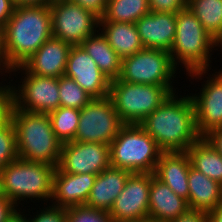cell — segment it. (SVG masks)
<instances>
[{"instance_id": "obj_24", "label": "cell", "mask_w": 222, "mask_h": 222, "mask_svg": "<svg viewBox=\"0 0 222 222\" xmlns=\"http://www.w3.org/2000/svg\"><path fill=\"white\" fill-rule=\"evenodd\" d=\"M80 45L110 81L119 78L122 58L109 45L106 38L99 30L95 34L86 38Z\"/></svg>"}, {"instance_id": "obj_28", "label": "cell", "mask_w": 222, "mask_h": 222, "mask_svg": "<svg viewBox=\"0 0 222 222\" xmlns=\"http://www.w3.org/2000/svg\"><path fill=\"white\" fill-rule=\"evenodd\" d=\"M52 129L57 139L63 144L73 142L78 129L80 110L70 107H59L48 113Z\"/></svg>"}, {"instance_id": "obj_8", "label": "cell", "mask_w": 222, "mask_h": 222, "mask_svg": "<svg viewBox=\"0 0 222 222\" xmlns=\"http://www.w3.org/2000/svg\"><path fill=\"white\" fill-rule=\"evenodd\" d=\"M172 93L165 86L139 84L115 79L109 97L124 124H140Z\"/></svg>"}, {"instance_id": "obj_39", "label": "cell", "mask_w": 222, "mask_h": 222, "mask_svg": "<svg viewBox=\"0 0 222 222\" xmlns=\"http://www.w3.org/2000/svg\"><path fill=\"white\" fill-rule=\"evenodd\" d=\"M9 119V101L3 96L0 99V127Z\"/></svg>"}, {"instance_id": "obj_12", "label": "cell", "mask_w": 222, "mask_h": 222, "mask_svg": "<svg viewBox=\"0 0 222 222\" xmlns=\"http://www.w3.org/2000/svg\"><path fill=\"white\" fill-rule=\"evenodd\" d=\"M52 37L80 45L99 29V18L68 0H53L50 5Z\"/></svg>"}, {"instance_id": "obj_21", "label": "cell", "mask_w": 222, "mask_h": 222, "mask_svg": "<svg viewBox=\"0 0 222 222\" xmlns=\"http://www.w3.org/2000/svg\"><path fill=\"white\" fill-rule=\"evenodd\" d=\"M131 174L129 171L111 165L104 169L97 174L85 205L109 212Z\"/></svg>"}, {"instance_id": "obj_34", "label": "cell", "mask_w": 222, "mask_h": 222, "mask_svg": "<svg viewBox=\"0 0 222 222\" xmlns=\"http://www.w3.org/2000/svg\"><path fill=\"white\" fill-rule=\"evenodd\" d=\"M70 2L76 3L79 6L87 9L89 12L93 13L99 19L104 16L106 11L107 0H68Z\"/></svg>"}, {"instance_id": "obj_41", "label": "cell", "mask_w": 222, "mask_h": 222, "mask_svg": "<svg viewBox=\"0 0 222 222\" xmlns=\"http://www.w3.org/2000/svg\"><path fill=\"white\" fill-rule=\"evenodd\" d=\"M1 76L3 79L4 76H6V67H5L4 50H3V26L0 25V77Z\"/></svg>"}, {"instance_id": "obj_32", "label": "cell", "mask_w": 222, "mask_h": 222, "mask_svg": "<svg viewBox=\"0 0 222 222\" xmlns=\"http://www.w3.org/2000/svg\"><path fill=\"white\" fill-rule=\"evenodd\" d=\"M47 207H42L43 209L40 208L39 206V211L34 214L33 209L31 207L28 208L29 214H27L29 222H66V209L54 206V205H46ZM32 211V214H30Z\"/></svg>"}, {"instance_id": "obj_7", "label": "cell", "mask_w": 222, "mask_h": 222, "mask_svg": "<svg viewBox=\"0 0 222 222\" xmlns=\"http://www.w3.org/2000/svg\"><path fill=\"white\" fill-rule=\"evenodd\" d=\"M17 73H20V80L13 82L14 76L19 77ZM12 75L13 79L10 80ZM6 76L11 82H7L9 85L4 83V96L17 109L48 114L60 107L59 78L33 75L23 66L10 70Z\"/></svg>"}, {"instance_id": "obj_45", "label": "cell", "mask_w": 222, "mask_h": 222, "mask_svg": "<svg viewBox=\"0 0 222 222\" xmlns=\"http://www.w3.org/2000/svg\"><path fill=\"white\" fill-rule=\"evenodd\" d=\"M151 219L150 218H147V219H144V220H138V221H128V222H150Z\"/></svg>"}, {"instance_id": "obj_9", "label": "cell", "mask_w": 222, "mask_h": 222, "mask_svg": "<svg viewBox=\"0 0 222 222\" xmlns=\"http://www.w3.org/2000/svg\"><path fill=\"white\" fill-rule=\"evenodd\" d=\"M177 70L169 52L144 48L122 59L119 79L131 83L165 86L173 94L178 89L174 88L177 81L174 79L176 74L180 73Z\"/></svg>"}, {"instance_id": "obj_14", "label": "cell", "mask_w": 222, "mask_h": 222, "mask_svg": "<svg viewBox=\"0 0 222 222\" xmlns=\"http://www.w3.org/2000/svg\"><path fill=\"white\" fill-rule=\"evenodd\" d=\"M150 185L151 173H132L108 212L113 221L128 222L147 219Z\"/></svg>"}, {"instance_id": "obj_44", "label": "cell", "mask_w": 222, "mask_h": 222, "mask_svg": "<svg viewBox=\"0 0 222 222\" xmlns=\"http://www.w3.org/2000/svg\"><path fill=\"white\" fill-rule=\"evenodd\" d=\"M1 80H2V82H0V99L4 96V81H9L8 79H7V77H5L4 79L3 78H1ZM4 80V81H3Z\"/></svg>"}, {"instance_id": "obj_17", "label": "cell", "mask_w": 222, "mask_h": 222, "mask_svg": "<svg viewBox=\"0 0 222 222\" xmlns=\"http://www.w3.org/2000/svg\"><path fill=\"white\" fill-rule=\"evenodd\" d=\"M71 47L70 43L51 37L22 66L33 75L59 78L65 74Z\"/></svg>"}, {"instance_id": "obj_23", "label": "cell", "mask_w": 222, "mask_h": 222, "mask_svg": "<svg viewBox=\"0 0 222 222\" xmlns=\"http://www.w3.org/2000/svg\"><path fill=\"white\" fill-rule=\"evenodd\" d=\"M98 29L122 59L144 49L135 23L106 22L101 18Z\"/></svg>"}, {"instance_id": "obj_42", "label": "cell", "mask_w": 222, "mask_h": 222, "mask_svg": "<svg viewBox=\"0 0 222 222\" xmlns=\"http://www.w3.org/2000/svg\"><path fill=\"white\" fill-rule=\"evenodd\" d=\"M53 0H13L15 6L50 5Z\"/></svg>"}, {"instance_id": "obj_11", "label": "cell", "mask_w": 222, "mask_h": 222, "mask_svg": "<svg viewBox=\"0 0 222 222\" xmlns=\"http://www.w3.org/2000/svg\"><path fill=\"white\" fill-rule=\"evenodd\" d=\"M123 125L109 96L93 98L80 110L74 141L110 145Z\"/></svg>"}, {"instance_id": "obj_29", "label": "cell", "mask_w": 222, "mask_h": 222, "mask_svg": "<svg viewBox=\"0 0 222 222\" xmlns=\"http://www.w3.org/2000/svg\"><path fill=\"white\" fill-rule=\"evenodd\" d=\"M60 107L81 110L93 97L80 87L72 78L65 75L59 77Z\"/></svg>"}, {"instance_id": "obj_20", "label": "cell", "mask_w": 222, "mask_h": 222, "mask_svg": "<svg viewBox=\"0 0 222 222\" xmlns=\"http://www.w3.org/2000/svg\"><path fill=\"white\" fill-rule=\"evenodd\" d=\"M188 210L187 200L177 196L151 173L148 218L156 222H172Z\"/></svg>"}, {"instance_id": "obj_37", "label": "cell", "mask_w": 222, "mask_h": 222, "mask_svg": "<svg viewBox=\"0 0 222 222\" xmlns=\"http://www.w3.org/2000/svg\"><path fill=\"white\" fill-rule=\"evenodd\" d=\"M16 209L17 207L5 196L0 197V222H6Z\"/></svg>"}, {"instance_id": "obj_46", "label": "cell", "mask_w": 222, "mask_h": 222, "mask_svg": "<svg viewBox=\"0 0 222 222\" xmlns=\"http://www.w3.org/2000/svg\"><path fill=\"white\" fill-rule=\"evenodd\" d=\"M3 196V192H2V184H1V177H0V197Z\"/></svg>"}, {"instance_id": "obj_30", "label": "cell", "mask_w": 222, "mask_h": 222, "mask_svg": "<svg viewBox=\"0 0 222 222\" xmlns=\"http://www.w3.org/2000/svg\"><path fill=\"white\" fill-rule=\"evenodd\" d=\"M17 158L16 131L13 123L8 119L0 127V171Z\"/></svg>"}, {"instance_id": "obj_18", "label": "cell", "mask_w": 222, "mask_h": 222, "mask_svg": "<svg viewBox=\"0 0 222 222\" xmlns=\"http://www.w3.org/2000/svg\"><path fill=\"white\" fill-rule=\"evenodd\" d=\"M135 25L144 48L170 51L176 35L175 13L150 12Z\"/></svg>"}, {"instance_id": "obj_25", "label": "cell", "mask_w": 222, "mask_h": 222, "mask_svg": "<svg viewBox=\"0 0 222 222\" xmlns=\"http://www.w3.org/2000/svg\"><path fill=\"white\" fill-rule=\"evenodd\" d=\"M186 152L193 168L222 185V156L204 137L193 143Z\"/></svg>"}, {"instance_id": "obj_36", "label": "cell", "mask_w": 222, "mask_h": 222, "mask_svg": "<svg viewBox=\"0 0 222 222\" xmlns=\"http://www.w3.org/2000/svg\"><path fill=\"white\" fill-rule=\"evenodd\" d=\"M13 0H0V25L5 26L15 10Z\"/></svg>"}, {"instance_id": "obj_15", "label": "cell", "mask_w": 222, "mask_h": 222, "mask_svg": "<svg viewBox=\"0 0 222 222\" xmlns=\"http://www.w3.org/2000/svg\"><path fill=\"white\" fill-rule=\"evenodd\" d=\"M64 75L72 78L93 98L109 96L111 81L81 45H72Z\"/></svg>"}, {"instance_id": "obj_5", "label": "cell", "mask_w": 222, "mask_h": 222, "mask_svg": "<svg viewBox=\"0 0 222 222\" xmlns=\"http://www.w3.org/2000/svg\"><path fill=\"white\" fill-rule=\"evenodd\" d=\"M54 172L53 165L17 158L0 171L3 196L17 208L28 199L47 205L52 199Z\"/></svg>"}, {"instance_id": "obj_4", "label": "cell", "mask_w": 222, "mask_h": 222, "mask_svg": "<svg viewBox=\"0 0 222 222\" xmlns=\"http://www.w3.org/2000/svg\"><path fill=\"white\" fill-rule=\"evenodd\" d=\"M216 47V40L189 8L176 13V35L169 53L178 70L185 68L183 72L187 76L194 71L212 69L211 56L218 50Z\"/></svg>"}, {"instance_id": "obj_6", "label": "cell", "mask_w": 222, "mask_h": 222, "mask_svg": "<svg viewBox=\"0 0 222 222\" xmlns=\"http://www.w3.org/2000/svg\"><path fill=\"white\" fill-rule=\"evenodd\" d=\"M109 146L110 165L130 173H154L163 152L139 124H124Z\"/></svg>"}, {"instance_id": "obj_43", "label": "cell", "mask_w": 222, "mask_h": 222, "mask_svg": "<svg viewBox=\"0 0 222 222\" xmlns=\"http://www.w3.org/2000/svg\"><path fill=\"white\" fill-rule=\"evenodd\" d=\"M208 222H222V203L214 210L207 213Z\"/></svg>"}, {"instance_id": "obj_13", "label": "cell", "mask_w": 222, "mask_h": 222, "mask_svg": "<svg viewBox=\"0 0 222 222\" xmlns=\"http://www.w3.org/2000/svg\"><path fill=\"white\" fill-rule=\"evenodd\" d=\"M109 166V145L73 141L62 144L57 168L70 174L97 175Z\"/></svg>"}, {"instance_id": "obj_27", "label": "cell", "mask_w": 222, "mask_h": 222, "mask_svg": "<svg viewBox=\"0 0 222 222\" xmlns=\"http://www.w3.org/2000/svg\"><path fill=\"white\" fill-rule=\"evenodd\" d=\"M150 12L148 0H107L102 19L106 22L136 23Z\"/></svg>"}, {"instance_id": "obj_40", "label": "cell", "mask_w": 222, "mask_h": 222, "mask_svg": "<svg viewBox=\"0 0 222 222\" xmlns=\"http://www.w3.org/2000/svg\"><path fill=\"white\" fill-rule=\"evenodd\" d=\"M26 210L27 209L24 210V208L22 209L21 207L17 208L6 222H29L27 213L25 212Z\"/></svg>"}, {"instance_id": "obj_16", "label": "cell", "mask_w": 222, "mask_h": 222, "mask_svg": "<svg viewBox=\"0 0 222 222\" xmlns=\"http://www.w3.org/2000/svg\"><path fill=\"white\" fill-rule=\"evenodd\" d=\"M96 174H70L55 168L53 176V194L49 204L67 209L85 205Z\"/></svg>"}, {"instance_id": "obj_35", "label": "cell", "mask_w": 222, "mask_h": 222, "mask_svg": "<svg viewBox=\"0 0 222 222\" xmlns=\"http://www.w3.org/2000/svg\"><path fill=\"white\" fill-rule=\"evenodd\" d=\"M172 222H208V216L206 212L189 209Z\"/></svg>"}, {"instance_id": "obj_26", "label": "cell", "mask_w": 222, "mask_h": 222, "mask_svg": "<svg viewBox=\"0 0 222 222\" xmlns=\"http://www.w3.org/2000/svg\"><path fill=\"white\" fill-rule=\"evenodd\" d=\"M187 8L216 40L218 49L222 51V0H188Z\"/></svg>"}, {"instance_id": "obj_38", "label": "cell", "mask_w": 222, "mask_h": 222, "mask_svg": "<svg viewBox=\"0 0 222 222\" xmlns=\"http://www.w3.org/2000/svg\"><path fill=\"white\" fill-rule=\"evenodd\" d=\"M204 138L219 152L222 156V127L209 132Z\"/></svg>"}, {"instance_id": "obj_10", "label": "cell", "mask_w": 222, "mask_h": 222, "mask_svg": "<svg viewBox=\"0 0 222 222\" xmlns=\"http://www.w3.org/2000/svg\"><path fill=\"white\" fill-rule=\"evenodd\" d=\"M210 70H198L188 74L193 81L195 79L199 82L203 78V84L198 88L200 91L196 93L198 90L195 89L194 94L189 93L194 105L197 131L201 137L222 127V69H212L214 73Z\"/></svg>"}, {"instance_id": "obj_1", "label": "cell", "mask_w": 222, "mask_h": 222, "mask_svg": "<svg viewBox=\"0 0 222 222\" xmlns=\"http://www.w3.org/2000/svg\"><path fill=\"white\" fill-rule=\"evenodd\" d=\"M178 92L182 93L178 89L171 94L139 124L163 152L187 151L201 138L192 99L188 92L183 96Z\"/></svg>"}, {"instance_id": "obj_2", "label": "cell", "mask_w": 222, "mask_h": 222, "mask_svg": "<svg viewBox=\"0 0 222 222\" xmlns=\"http://www.w3.org/2000/svg\"><path fill=\"white\" fill-rule=\"evenodd\" d=\"M51 37L49 5L15 7L3 27L6 73L22 66Z\"/></svg>"}, {"instance_id": "obj_31", "label": "cell", "mask_w": 222, "mask_h": 222, "mask_svg": "<svg viewBox=\"0 0 222 222\" xmlns=\"http://www.w3.org/2000/svg\"><path fill=\"white\" fill-rule=\"evenodd\" d=\"M66 222H114L108 211L86 205L66 209Z\"/></svg>"}, {"instance_id": "obj_33", "label": "cell", "mask_w": 222, "mask_h": 222, "mask_svg": "<svg viewBox=\"0 0 222 222\" xmlns=\"http://www.w3.org/2000/svg\"><path fill=\"white\" fill-rule=\"evenodd\" d=\"M151 12L177 13L187 7L188 0H148Z\"/></svg>"}, {"instance_id": "obj_22", "label": "cell", "mask_w": 222, "mask_h": 222, "mask_svg": "<svg viewBox=\"0 0 222 222\" xmlns=\"http://www.w3.org/2000/svg\"><path fill=\"white\" fill-rule=\"evenodd\" d=\"M188 206L191 210L210 212L222 203V185L190 166Z\"/></svg>"}, {"instance_id": "obj_3", "label": "cell", "mask_w": 222, "mask_h": 222, "mask_svg": "<svg viewBox=\"0 0 222 222\" xmlns=\"http://www.w3.org/2000/svg\"><path fill=\"white\" fill-rule=\"evenodd\" d=\"M9 119L16 131L18 158L56 168L62 143L52 129L48 114L25 112L9 102Z\"/></svg>"}, {"instance_id": "obj_19", "label": "cell", "mask_w": 222, "mask_h": 222, "mask_svg": "<svg viewBox=\"0 0 222 222\" xmlns=\"http://www.w3.org/2000/svg\"><path fill=\"white\" fill-rule=\"evenodd\" d=\"M191 166L186 151L162 152L154 176L183 199L188 201V173Z\"/></svg>"}]
</instances>
